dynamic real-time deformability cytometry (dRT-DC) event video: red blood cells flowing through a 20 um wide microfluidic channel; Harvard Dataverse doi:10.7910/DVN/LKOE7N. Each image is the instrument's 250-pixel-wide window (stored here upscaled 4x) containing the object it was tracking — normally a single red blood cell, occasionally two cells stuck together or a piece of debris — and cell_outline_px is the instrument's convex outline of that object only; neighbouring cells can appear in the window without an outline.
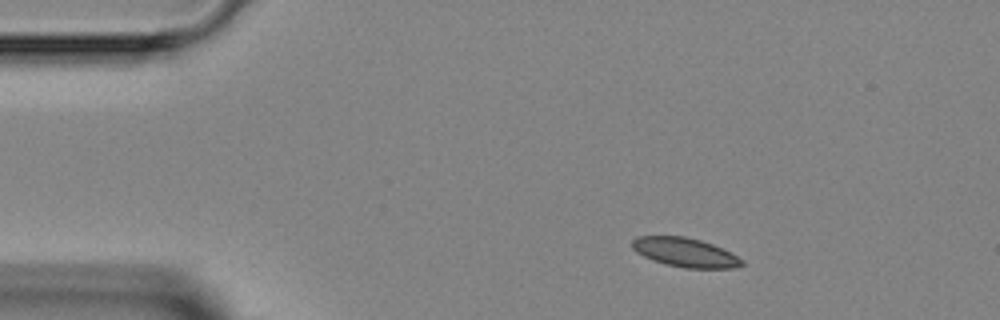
{"species": "Egyptian fruit bat (a non-hibernating species)", "species_latin": "Rousettus aegyptiacus", "temperature_condition": "room temperature", "stored_images_in_passage": 7, "camera_frame_rate_fps": 3000, "um_per_image_px": 0.085, "animal": {"sex": "female"}, "frame": {"image": 1, "passage_image": 1, "time_ms": 0.0, "image_size_px": [1000, 320], "cell_outline_px": [[744, 264], [736, 268], [684, 268], [664, 264], [652, 260], [636, 252], [632, 248], [632, 240], [636, 236], [684, 236], [700, 240], [712, 244], [744, 260]], "centroid_in_image_um": [58.2, 21.46], "position_along_channel_um": 26.8, "area_um2": 18.55}}
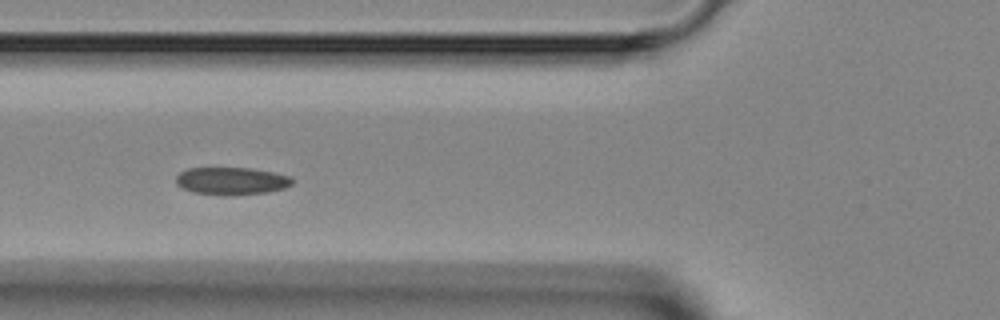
{"frame": {"image": 2, "passage_image": 4, "time_ms": 3.333, "image_size_px": [1000, 320], "cell_outline_px": [[292, 184], [284, 188], [268, 192], [228, 196], [224, 196], [192, 192], [176, 184], [176, 176], [180, 172], [188, 168], [252, 168], [272, 172], [288, 176], [292, 180]], "centroid_in_image_um": [19.65, 15.39], "position_along_channel_um": 106.2, "area_um2": 18.67}}
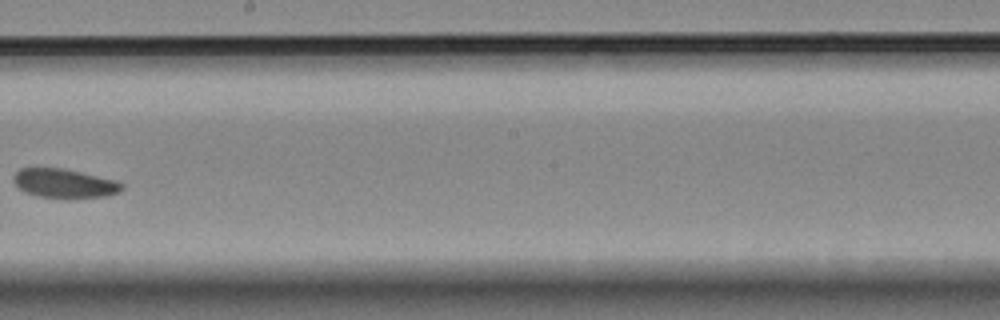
{"frame": {"image": 3, "passage_image": 7, "time_ms": 6.667, "image_size_px": [1000, 320], "cell_outline_px": [[124, 188], [120, 192], [104, 196], [72, 200], [36, 196], [24, 192], [16, 188], [12, 180], [12, 176], [20, 168], [64, 168], [116, 180], [124, 184]], "centroid_in_image_um": [5.45, 15.61], "position_along_channel_um": 242.8, "area_um2": 19.07}}